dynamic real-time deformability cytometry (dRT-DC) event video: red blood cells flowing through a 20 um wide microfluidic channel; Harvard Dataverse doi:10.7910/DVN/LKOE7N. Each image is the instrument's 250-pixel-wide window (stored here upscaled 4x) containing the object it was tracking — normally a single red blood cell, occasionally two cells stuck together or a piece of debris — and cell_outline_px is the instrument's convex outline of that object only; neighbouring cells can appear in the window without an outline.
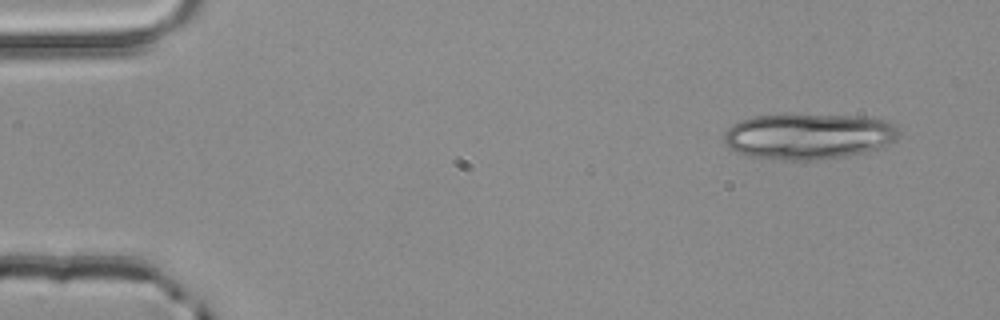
{"species": "common noctule bat (a hibernating species)", "species_latin": "Nyctalus noctula", "temperature_condition": "room temperature", "stored_images_in_passage": 4, "camera_frame_rate_fps": 3000, "um_per_image_px": 0.085, "animal": {"sex": "male", "body_mass_g": 20.4}, "frame": {"image": 1, "passage_image": 1, "time_ms": 0.0, "image_size_px": [1000, 320], "cell_outline_px": [[900, 136], [896, 140], [876, 148], [864, 152], [840, 156], [812, 160], [784, 160], [748, 156], [736, 152], [728, 148], [724, 140], [724, 132], [732, 124], [740, 120], [756, 116], [864, 116], [888, 120], [896, 124], [900, 132]], "centroid_in_image_um": [68.73, 11.59], "position_along_channel_um": 16.3, "area_um2": 46.3}}